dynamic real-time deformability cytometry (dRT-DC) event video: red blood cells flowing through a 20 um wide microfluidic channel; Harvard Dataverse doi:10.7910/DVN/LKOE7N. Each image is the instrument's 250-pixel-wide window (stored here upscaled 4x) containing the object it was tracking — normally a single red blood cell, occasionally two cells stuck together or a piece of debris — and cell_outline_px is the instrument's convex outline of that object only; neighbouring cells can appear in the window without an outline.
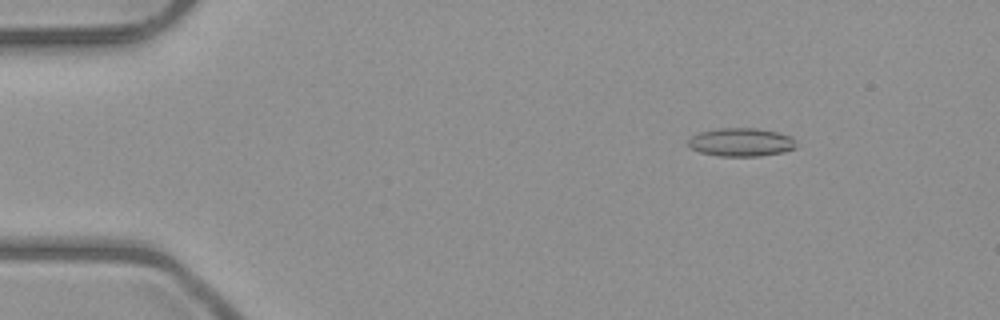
{"species": "common noctule bat (a hibernating species)", "species_latin": "Nyctalus noctula", "temperature_condition": "room temperature", "stored_images_in_passage": 5, "camera_frame_rate_fps": 3000, "um_per_image_px": 0.085, "animal": {"sex": "male", "body_mass_g": 23.1, "forearm_length_mm": 52.7}, "frame": {"image": 1, "passage_image": 3, "time_ms": 2.333, "image_size_px": [1000, 320], "cell_outline_px": [[796, 148], [784, 152], [760, 156], [720, 156], [700, 152], [692, 148], [688, 144], [688, 140], [692, 136], [700, 132], [720, 128], [756, 128], [776, 132], [788, 136], [792, 140]], "centroid_in_image_um": [62.97, 12.09], "position_along_channel_um": 22.0, "area_um2": 17.57}}